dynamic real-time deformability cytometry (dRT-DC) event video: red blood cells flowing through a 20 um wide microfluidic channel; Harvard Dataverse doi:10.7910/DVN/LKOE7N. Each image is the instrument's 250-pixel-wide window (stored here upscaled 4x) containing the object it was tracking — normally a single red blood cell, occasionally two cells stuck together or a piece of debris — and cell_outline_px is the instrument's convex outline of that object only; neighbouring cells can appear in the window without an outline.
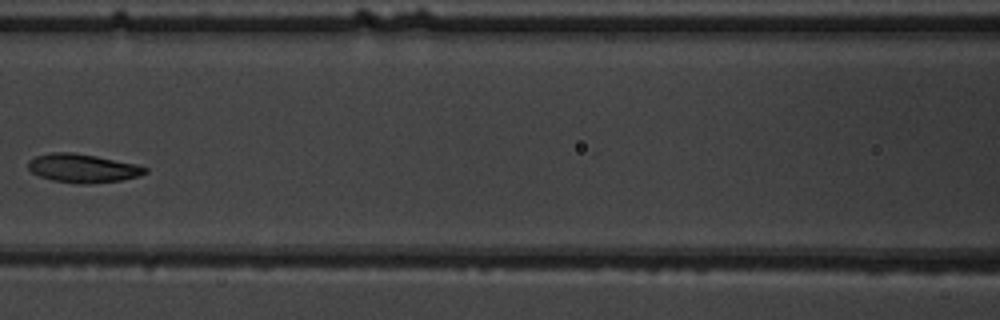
{"species": "common noctule bat (a hibernating species)", "species_latin": "Nyctalus noctula", "temperature_condition": "warm", "stored_images_in_passage": 6, "camera_frame_rate_fps": 3000, "um_per_image_px": 0.085, "animal": {"sex": "male", "body_mass_g": 19.5, "forearm_length_mm": 54.6}, "frame": {"image": 1, "passage_image": 5, "time_ms": 4.667, "image_size_px": [1000, 320], "cell_outline_px": [[148, 172], [140, 176], [120, 180], [88, 184], [80, 184], [52, 180], [40, 176], [32, 172], [28, 168], [28, 160], [36, 156], [52, 152], [72, 152], [96, 156], [136, 164], [148, 168]], "centroid_in_image_um": [7.04, 14.3], "position_along_channel_um": 159.6, "area_um2": 19.48}}
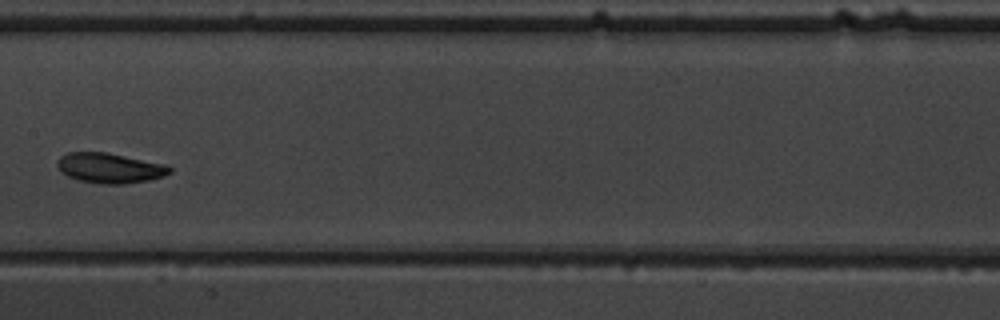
{"frame": {"image": 2, "passage_image": 6, "time_ms": 5.667, "image_size_px": [1000, 320], "cell_outline_px": [[172, 172], [164, 176], [148, 180], [124, 184], [100, 184], [80, 180], [68, 176], [56, 164], [56, 160], [60, 156], [68, 152], [108, 152], [164, 164], [172, 168]], "centroid_in_image_um": [9.34, 14.27], "position_along_channel_um": 198.1, "area_um2": 19.65}}